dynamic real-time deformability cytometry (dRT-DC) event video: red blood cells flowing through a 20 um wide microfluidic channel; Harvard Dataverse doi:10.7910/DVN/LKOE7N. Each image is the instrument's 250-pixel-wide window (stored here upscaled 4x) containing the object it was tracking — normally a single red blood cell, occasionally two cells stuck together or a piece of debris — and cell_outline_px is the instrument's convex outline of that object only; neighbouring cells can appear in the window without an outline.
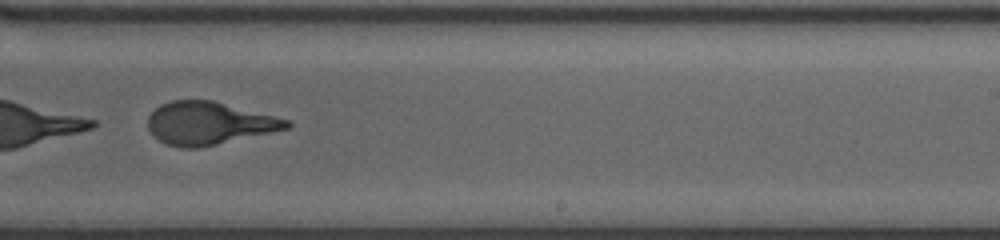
{"species": "human", "species_latin": "Homo sapiens", "temperature_condition": "warm", "stored_images_in_passage": 52, "segment_of_instrument_passage": [2, 2], "camera_frame_rate_fps": 3000, "um_per_image_px": 0.085, "donor": {"sex": "female"}, "frame": {"image": 1, "passage_image": 49, "time_ms": 16.0, "image_size_px": [1000, 240], "cell_outline_px": [[292, 124], [288, 128], [200, 148], [180, 148], [168, 144], [160, 140], [148, 128], [148, 116], [160, 104], [172, 100], [212, 100], [292, 120]], "centroid_in_image_um": [17.77, 10.47], "position_along_channel_um": 271.2, "area_um2": 34.39}}